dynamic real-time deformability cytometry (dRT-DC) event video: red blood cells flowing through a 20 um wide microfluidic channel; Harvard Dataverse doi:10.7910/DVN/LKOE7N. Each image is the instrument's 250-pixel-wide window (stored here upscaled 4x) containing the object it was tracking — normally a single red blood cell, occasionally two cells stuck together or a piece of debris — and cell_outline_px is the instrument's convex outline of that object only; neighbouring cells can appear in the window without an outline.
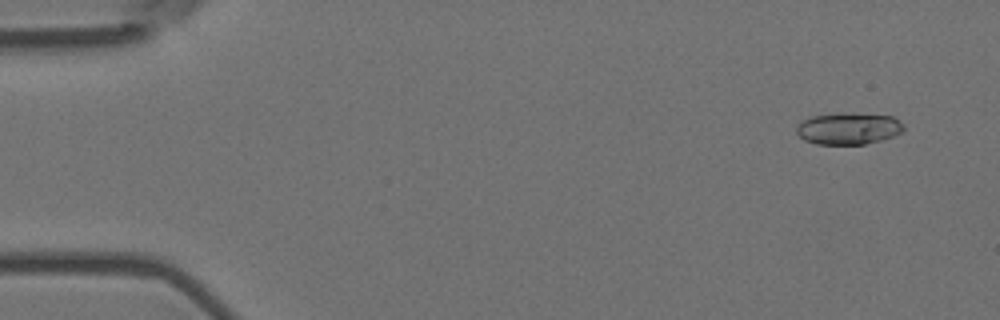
{"species": "Egyptian fruit bat (a non-hibernating species)", "species_latin": "Rousettus aegyptiacus", "temperature_condition": "room temperature", "stored_images_in_passage": 55, "camera_frame_rate_fps": 3000, "um_per_image_px": 0.085, "animal": {"sex": "female"}, "frame": {"image": 1, "passage_image": 4, "time_ms": 1.0, "image_size_px": [1000, 320], "cell_outline_px": [[904, 132], [880, 140], [864, 144], [816, 144], [804, 140], [796, 132], [796, 128], [804, 120], [812, 116], [840, 112], [892, 116], [904, 124]], "centroid_in_image_um": [72.13, 10.92], "position_along_channel_um": 12.9, "area_um2": 19.83}}
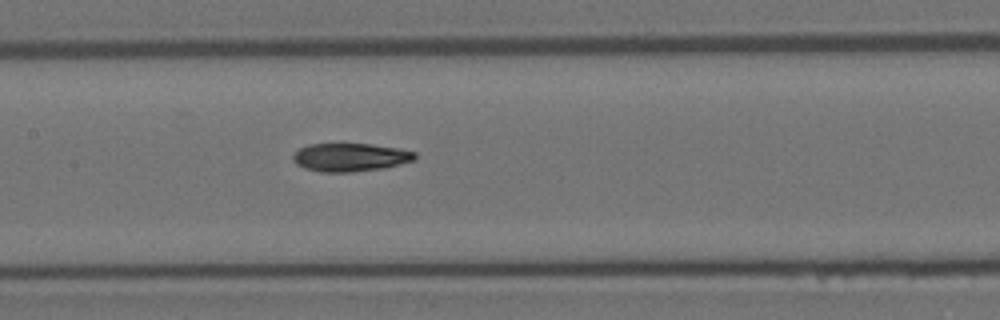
{"frame": {"image": 2, "passage_image": 27, "time_ms": 8.667, "image_size_px": [1000, 320], "cell_outline_px": [[416, 156], [412, 160], [384, 168], [352, 172], [320, 172], [304, 168], [296, 164], [292, 160], [292, 156], [300, 148], [308, 144], [372, 144], [396, 148], [416, 152]], "centroid_in_image_um": [29.72, 13.37], "position_along_channel_um": 177.7, "area_um2": 19.94}}
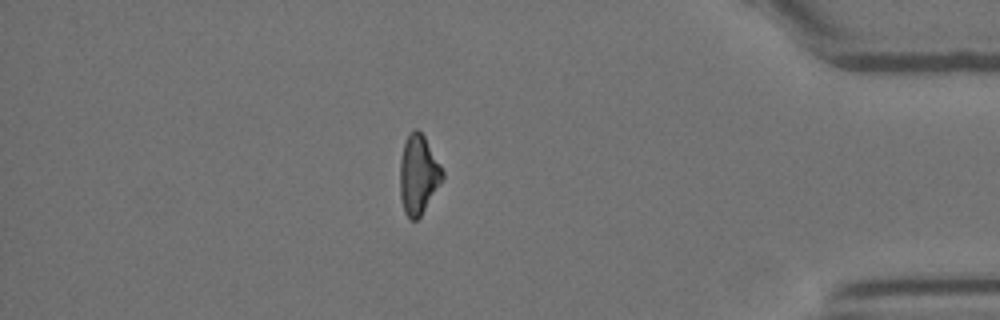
{"frame": {"image": 3, "passage_image": 48, "time_ms": 15.667, "image_size_px": [1000, 320], "cell_outline_px": [[444, 176], [420, 216], [416, 220], [408, 220], [404, 212], [400, 196], [400, 160], [404, 144], [408, 132], [412, 128], [416, 128], [424, 136], [440, 164], [444, 172]], "centroid_in_image_um": [35.53, 14.82], "position_along_channel_um": 399.7, "area_um2": 19.48}, "authors_computed_cell_mechanics": {"area_um2": 19.941, "velocity_mm_per_s": 3.703, "shape_relaxation_time_tau1_ms": 9.8295, "shape_relaxation_time_tau2_ms": 9.3908, "deformation_change_tau1": 0.2575, "deformation_change_tau2": 0.2048}}